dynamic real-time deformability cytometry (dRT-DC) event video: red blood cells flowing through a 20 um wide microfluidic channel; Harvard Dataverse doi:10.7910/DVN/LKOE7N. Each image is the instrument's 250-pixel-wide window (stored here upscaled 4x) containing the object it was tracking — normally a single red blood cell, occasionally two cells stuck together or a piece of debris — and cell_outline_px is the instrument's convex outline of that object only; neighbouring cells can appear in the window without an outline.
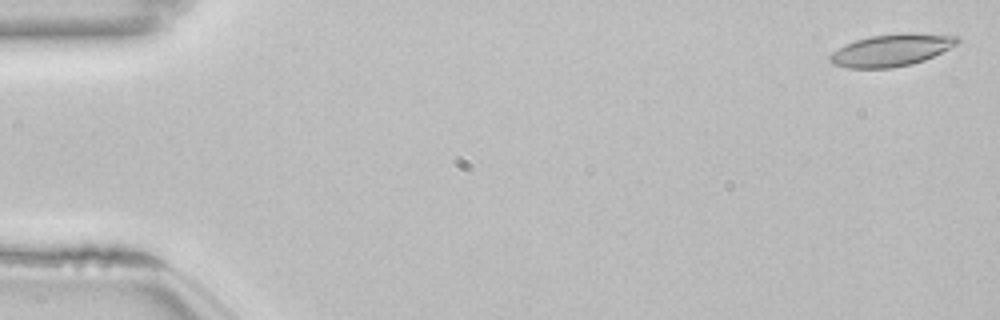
{"species": "common noctule bat (a hibernating species)", "species_latin": "Nyctalus noctula", "temperature_condition": "room temperature", "stored_images_in_passage": 54, "camera_frame_rate_fps": 3000, "um_per_image_px": 0.085, "animal": {"sex": "female", "body_mass_g": 22.7, "forearm_length_mm": 54.2}, "frame": {"image": 1, "passage_image": 2, "time_ms": 0.333, "image_size_px": [1000, 320], "cell_outline_px": [[960, 44], [924, 60], [912, 64], [888, 68], [848, 68], [832, 64], [828, 60], [828, 56], [832, 52], [844, 44], [868, 36], [900, 32], [912, 32], [960, 36]], "centroid_in_image_um": [75.79, 4.24], "position_along_channel_um": 9.2, "area_um2": 24.33}}
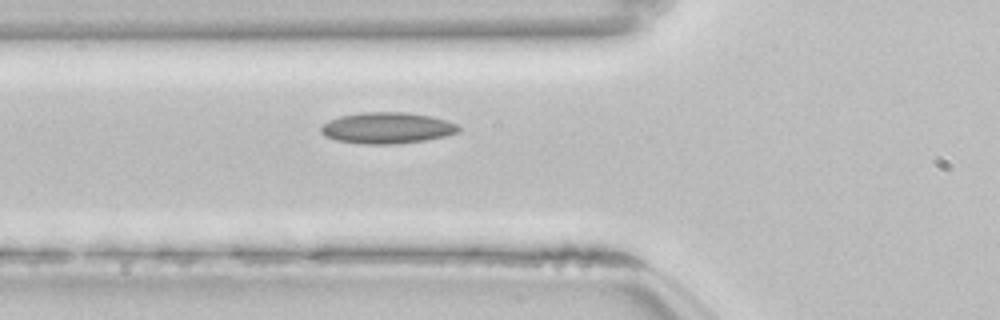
{"frame": {"image": 2, "passage_image": 20, "time_ms": 6.333, "image_size_px": [1000, 320], "cell_outline_px": [[460, 128], [456, 132], [444, 136], [424, 140], [396, 144], [360, 144], [336, 140], [324, 136], [320, 132], [320, 128], [324, 124], [340, 116], [360, 112], [404, 112], [428, 116], [448, 120], [456, 124]], "centroid_in_image_um": [32.86, 10.88], "position_along_channel_um": 92.9, "area_um2": 24.85}}
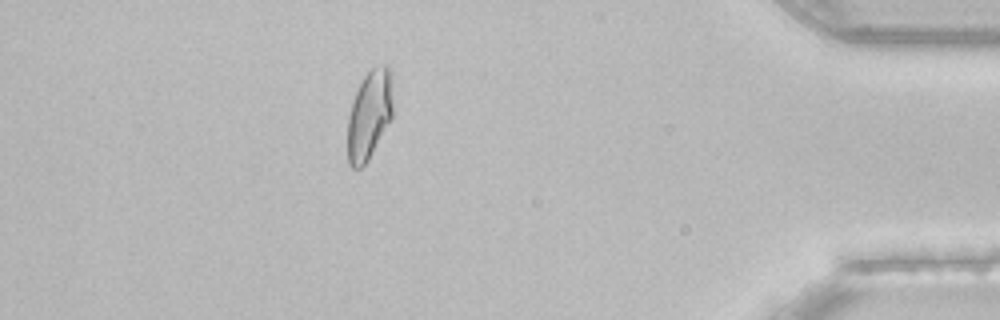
{"frame": {"image": 3, "passage_image": 48, "time_ms": 15.667, "image_size_px": [1000, 320], "cell_outline_px": [[392, 116], [368, 160], [360, 168], [352, 168], [348, 164], [348, 116], [356, 92], [364, 76], [372, 68], [384, 64], [388, 64], [392, 68]], "centroid_in_image_um": [31.41, 9.72], "position_along_channel_um": 403.8, "area_um2": 23.41}, "authors_computed_cell_mechanics": {"area_um2": 23.3801, "velocity_mm_per_s": 3.8337, "shape_relaxation_time_tau1_ms": null, "shape_relaxation_time_tau2_ms": 2.6917, "deformation_change_tau1": null, "deformation_change_tau2": 0.091}}